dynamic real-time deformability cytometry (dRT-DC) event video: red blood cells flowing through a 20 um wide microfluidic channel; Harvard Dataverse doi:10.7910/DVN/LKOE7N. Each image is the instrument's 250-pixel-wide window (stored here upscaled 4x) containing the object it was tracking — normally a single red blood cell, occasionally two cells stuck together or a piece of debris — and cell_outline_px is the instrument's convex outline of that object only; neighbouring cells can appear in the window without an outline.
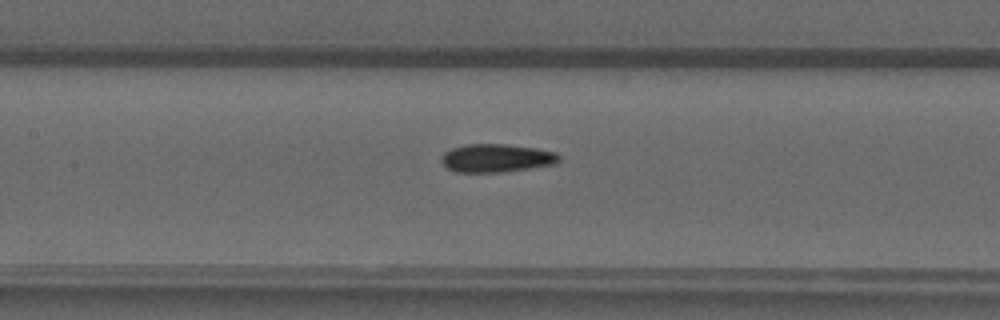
{"species": "common noctule bat (a hibernating species)", "species_latin": "Nyctalus noctula", "temperature_condition": "warm", "stored_images_in_passage": 49, "camera_frame_rate_fps": 3000, "um_per_image_px": 0.085, "animal": {"sex": "male", "forearm_length_mm": 52.5}, "frame": {"image": 1, "passage_image": 23, "time_ms": 7.333, "image_size_px": [1000, 320], "cell_outline_px": [[560, 160], [556, 164], [528, 168], [496, 172], [456, 172], [448, 168], [440, 160], [440, 156], [444, 152], [452, 148], [468, 144], [504, 144], [536, 148], [556, 152], [560, 156]], "centroid_in_image_um": [42.19, 13.43], "position_along_channel_um": 165.2, "area_um2": 19.25}}
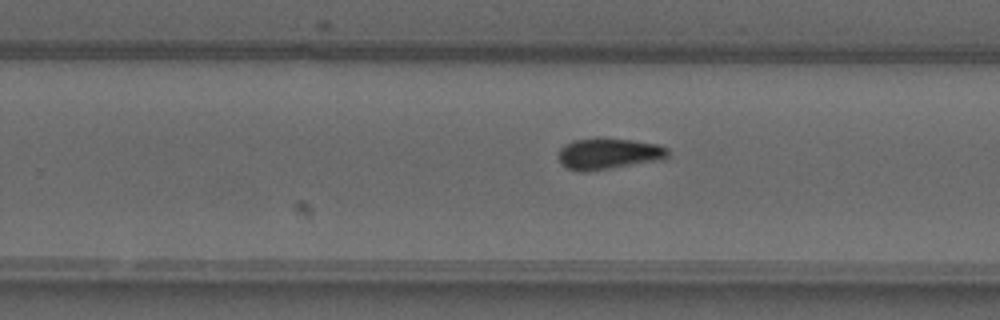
{"frame": {"image": 2, "passage_image": 31, "time_ms": 10.0, "image_size_px": [1000, 320], "cell_outline_px": [[668, 156], [664, 160], [588, 172], [580, 172], [568, 168], [560, 160], [560, 148], [564, 144], [572, 140], [596, 136], [600, 136], [656, 144], [668, 148]], "centroid_in_image_um": [51.74, 13.05], "position_along_channel_um": 278.1, "area_um2": 20.29}}
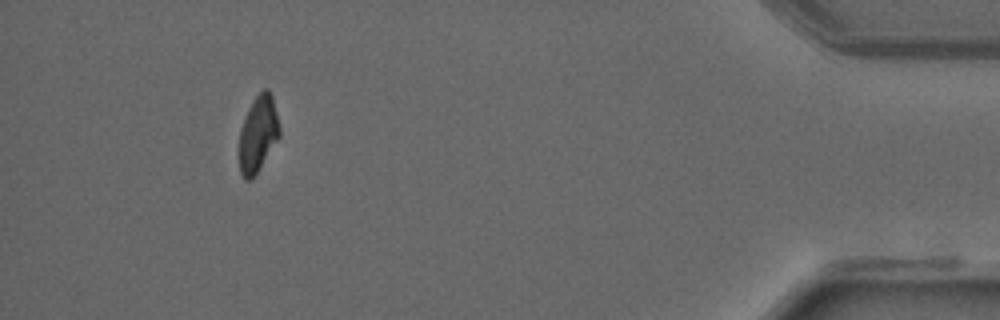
{"frame": {"image": 3, "passage_image": 45, "time_ms": 14.667, "image_size_px": [1000, 320], "cell_outline_px": [[280, 136], [252, 180], [244, 180], [240, 172], [240, 128], [248, 108], [256, 96], [264, 88], [268, 88], [272, 96], [280, 128]], "centroid_in_image_um": [21.94, 11.39], "position_along_channel_um": 413.3, "area_um2": 17.74}}